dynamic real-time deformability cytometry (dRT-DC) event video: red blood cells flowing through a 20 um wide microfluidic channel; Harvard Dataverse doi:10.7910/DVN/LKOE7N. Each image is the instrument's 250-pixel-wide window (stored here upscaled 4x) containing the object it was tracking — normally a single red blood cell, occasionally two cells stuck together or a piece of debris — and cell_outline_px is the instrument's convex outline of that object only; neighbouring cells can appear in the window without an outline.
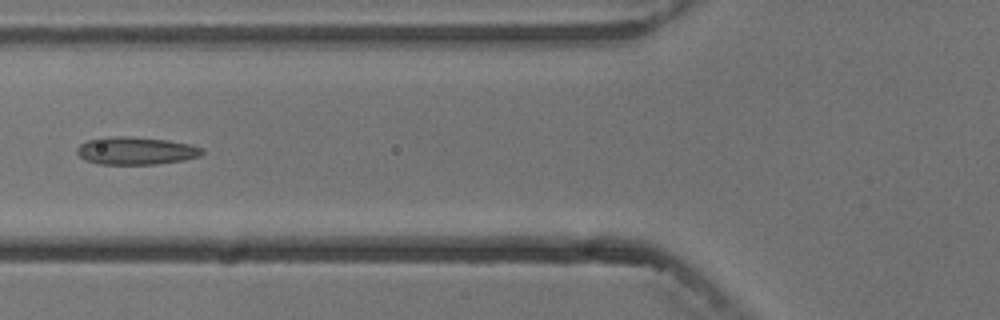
{"species": "common noctule bat (a hibernating species)", "species_latin": "Nyctalus noctula", "temperature_condition": "cold", "stored_images_in_passage": 5, "camera_frame_rate_fps": 3000, "um_per_image_px": 0.085, "animal": {"sex": "male", "body_mass_g": 13.3}, "frame": {"image": 1, "passage_image": 5, "time_ms": 4.667, "image_size_px": [1000, 320], "cell_outline_px": [[204, 152], [200, 156], [184, 160], [156, 164], [96, 164], [84, 160], [76, 152], [76, 148], [80, 144], [88, 140], [116, 136], [128, 136], [168, 140], [192, 144], [204, 148]], "centroid_in_image_um": [11.57, 12.82], "position_along_channel_um": 114.2, "area_um2": 20.35}}